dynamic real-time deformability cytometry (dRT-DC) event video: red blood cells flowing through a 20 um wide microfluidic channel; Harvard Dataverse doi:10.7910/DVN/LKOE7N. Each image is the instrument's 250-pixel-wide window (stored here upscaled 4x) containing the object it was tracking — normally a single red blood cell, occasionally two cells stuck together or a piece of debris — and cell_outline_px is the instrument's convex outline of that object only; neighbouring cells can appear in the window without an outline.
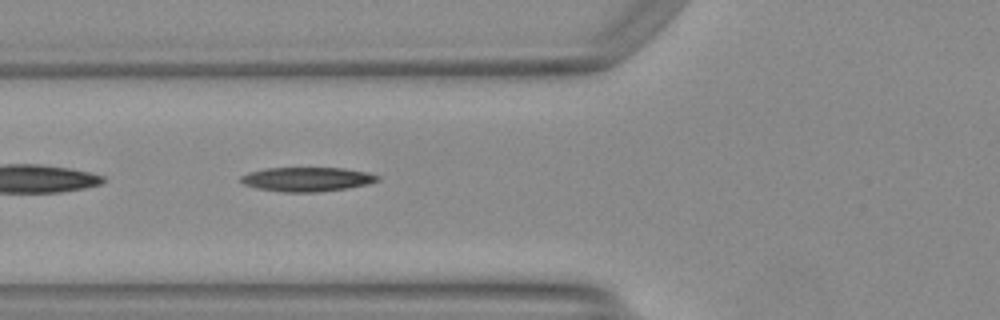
{"species": "Egyptian fruit bat (a non-hibernating species)", "species_latin": "Rousettus aegyptiacus", "temperature_condition": "warm", "stored_images_in_passage": 36, "camera_frame_rate_fps": 3000, "um_per_image_px": 0.085, "animal": {"sex": "female"}, "frame": {"image": 1, "passage_image": 6, "time_ms": 1.667, "image_size_px": [1000, 320], "cell_outline_px": [[380, 180], [368, 184], [348, 188], [320, 192], [280, 192], [256, 188], [244, 184], [240, 180], [240, 176], [248, 172], [264, 168], [340, 168], [368, 172], [380, 176]], "centroid_in_image_um": [26.09, 15.24], "position_along_channel_um": 99.7, "area_um2": 19.48}, "authors_computed_cell_mechanics": {"area_um2": 18.6983, "velocity_mm_per_s": 4.1682, "shape_relaxation_time_tau1_ms": 7.51, "shape_relaxation_time_tau2_ms": null, "deformation_change_tau1": 0.2247, "deformation_change_tau2": null}}